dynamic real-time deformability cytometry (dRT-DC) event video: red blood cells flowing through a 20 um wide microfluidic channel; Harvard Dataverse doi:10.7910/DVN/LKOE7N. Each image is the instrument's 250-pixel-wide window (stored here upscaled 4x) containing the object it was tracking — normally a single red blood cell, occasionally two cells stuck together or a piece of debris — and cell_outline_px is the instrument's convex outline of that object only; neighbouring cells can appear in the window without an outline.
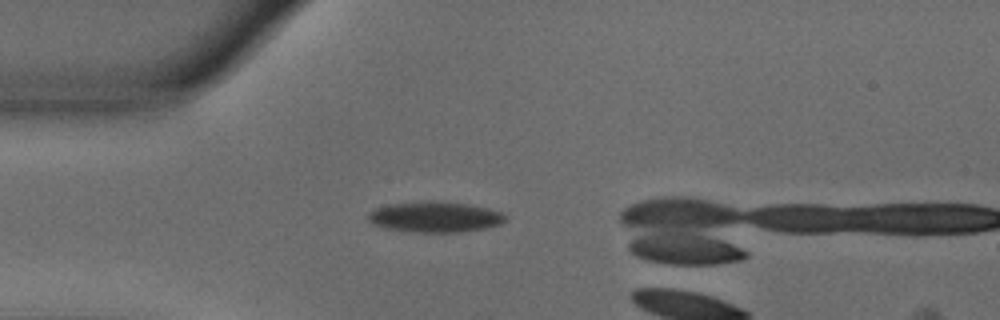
{"species": "common noctule bat (a hibernating species)", "species_latin": "Nyctalus noctula", "temperature_condition": "warm", "stored_images_in_passage": 41, "camera_frame_rate_fps": 3000, "um_per_image_px": 0.085, "animal": {"sex": "male", "body_mass_g": 18.8}, "frame": {"image": 1, "passage_image": 8, "time_ms": 2.333, "image_size_px": [1000, 320], "cell_outline_px": [[508, 216], [500, 224], [484, 228], [460, 232], [412, 232], [388, 228], [372, 224], [368, 220], [368, 212], [376, 208], [388, 204], [468, 204], [488, 208], [500, 212]], "centroid_in_image_um": [36.98, 18.49], "position_along_channel_um": 48.0, "area_um2": 23.35}}
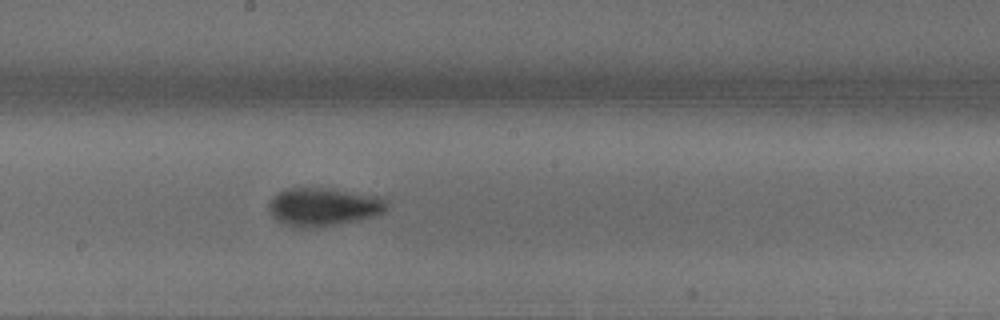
{"frame": {"image": 2, "passage_image": 23, "time_ms": 7.333, "image_size_px": [1000, 320], "cell_outline_px": [[388, 208], [384, 212], [376, 216], [356, 220], [312, 228], [292, 228], [276, 220], [272, 216], [268, 208], [268, 204], [280, 192], [288, 188], [332, 188], [380, 196], [388, 200]], "centroid_in_image_um": [27.53, 17.58], "position_along_channel_um": 220.7, "area_um2": 26.47}}
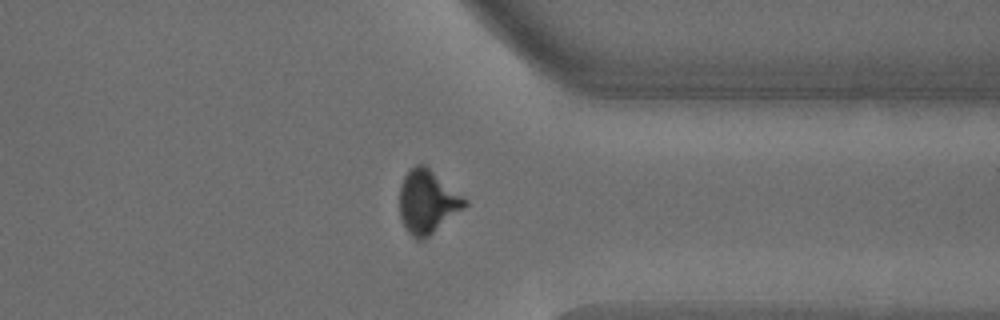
{"frame": {"image": 3, "passage_image": 36, "time_ms": 11.667, "image_size_px": [1000, 320], "cell_outline_px": [[468, 204], [464, 208], [424, 240], [416, 240], [408, 232], [400, 220], [400, 184], [404, 176], [416, 164], [424, 164], [468, 200]], "centroid_in_image_um": [36.32, 17.17], "position_along_channel_um": 375.1, "area_um2": 23.99}, "authors_computed_cell_mechanics": {"area_um2": 24.0448, "velocity_mm_per_s": 3.6715, "shape_relaxation_time_tau1_ms": 3.4468, "shape_relaxation_time_tau2_ms": 2.4858, "deformation_change_tau1": 0.1663, "deformation_change_tau2": 0.0762}}